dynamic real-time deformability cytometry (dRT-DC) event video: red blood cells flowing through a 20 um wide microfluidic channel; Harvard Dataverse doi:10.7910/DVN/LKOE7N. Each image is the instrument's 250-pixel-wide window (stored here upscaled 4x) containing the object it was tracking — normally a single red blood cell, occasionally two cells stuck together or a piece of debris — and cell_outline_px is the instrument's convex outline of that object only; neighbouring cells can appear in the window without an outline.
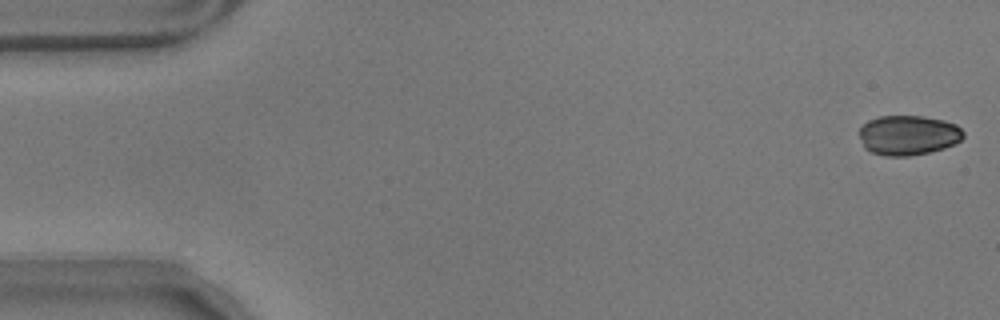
{"species": "common noctule bat (a hibernating species)", "species_latin": "Nyctalus noctula", "temperature_condition": "warm", "stored_images_in_passage": 57, "camera_frame_rate_fps": 3000, "um_per_image_px": 0.085, "animal": {"sex": "male", "body_mass_g": 17.9}, "frame": {"image": 1, "passage_image": 2, "time_ms": 0.333, "image_size_px": [1000, 320], "cell_outline_px": [[964, 136], [960, 140], [944, 148], [928, 152], [908, 156], [884, 156], [872, 152], [864, 148], [860, 136], [860, 128], [868, 120], [880, 116], [924, 116], [944, 120], [956, 124], [964, 132]], "centroid_in_image_um": [77.19, 11.48], "position_along_channel_um": 7.8, "area_um2": 24.1}}
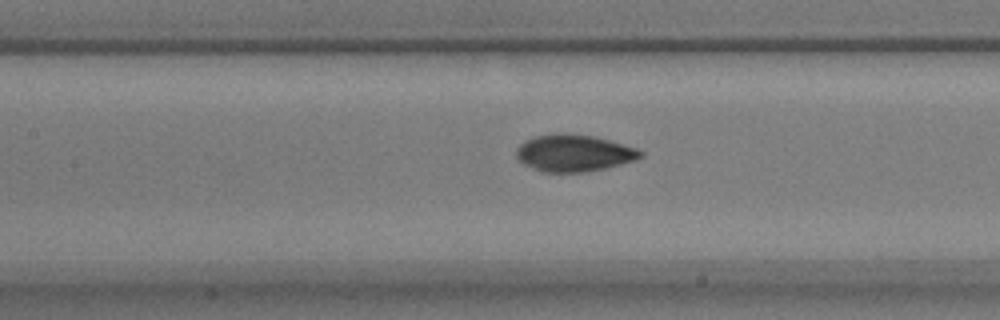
{"frame": {"image": 2, "passage_image": 26, "time_ms": 8.333, "image_size_px": [1000, 320], "cell_outline_px": [[644, 156], [636, 160], [604, 168], [584, 172], [540, 172], [524, 164], [516, 156], [516, 148], [524, 140], [536, 136], [552, 132], [568, 132], [592, 136], [608, 140], [636, 148], [644, 152]], "centroid_in_image_um": [48.75, 12.99], "position_along_channel_um": 158.6, "area_um2": 26.93}}
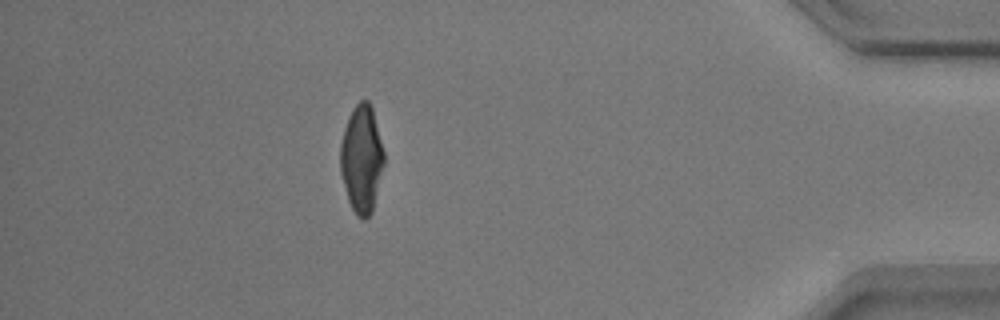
{"frame": {"image": 3, "passage_image": 51, "time_ms": 16.667, "image_size_px": [1000, 320], "cell_outline_px": [[384, 164], [372, 212], [364, 220], [356, 216], [348, 200], [340, 172], [340, 144], [344, 128], [352, 108], [360, 100], [368, 100], [372, 108], [384, 152]], "centroid_in_image_um": [30.73, 13.51], "position_along_channel_um": 404.5, "area_um2": 27.34}, "authors_computed_cell_mechanics": {"area_um2": 26.6458, "velocity_mm_per_s": 3.5361, "shape_relaxation_time_tau1_ms": 4.1726, "shape_relaxation_time_tau2_ms": null, "deformation_change_tau1": 0.166, "deformation_change_tau2": null}}